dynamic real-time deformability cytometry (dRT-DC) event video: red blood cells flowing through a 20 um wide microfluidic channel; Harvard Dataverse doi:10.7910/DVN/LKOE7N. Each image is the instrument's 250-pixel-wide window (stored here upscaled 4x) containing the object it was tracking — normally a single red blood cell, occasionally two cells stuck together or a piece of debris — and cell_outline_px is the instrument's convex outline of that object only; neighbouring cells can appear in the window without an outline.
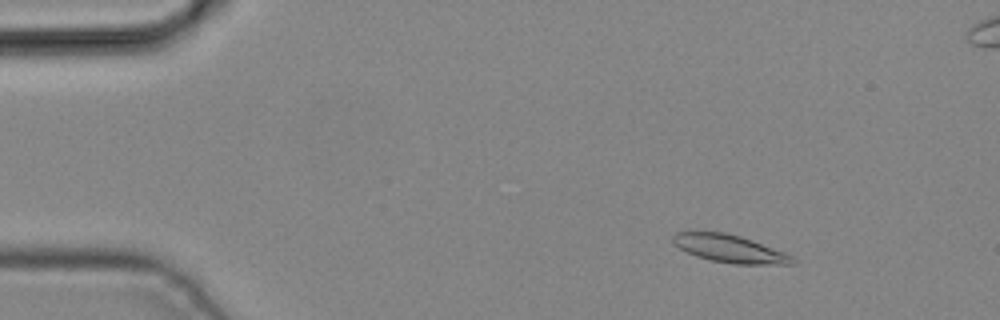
{"species": "common noctule bat (a hibernating species)", "species_latin": "Nyctalus noctula", "temperature_condition": "cold", "stored_images_in_passage": 4, "camera_frame_rate_fps": 3000, "um_per_image_px": 0.085, "animal": {"sex": "male", "body_mass_g": 19.2, "forearm_length_mm": 51.8}, "frame": {"image": 1, "passage_image": 1, "time_ms": 0.0, "image_size_px": [1000, 320], "cell_outline_px": [[796, 264], [732, 264], [712, 260], [696, 256], [680, 248], [672, 240], [672, 236], [676, 232], [728, 232], [752, 240], [784, 252], [792, 256], [796, 260]], "centroid_in_image_um": [62.05, 21.14], "position_along_channel_um": 23.0, "area_um2": 19.13}}